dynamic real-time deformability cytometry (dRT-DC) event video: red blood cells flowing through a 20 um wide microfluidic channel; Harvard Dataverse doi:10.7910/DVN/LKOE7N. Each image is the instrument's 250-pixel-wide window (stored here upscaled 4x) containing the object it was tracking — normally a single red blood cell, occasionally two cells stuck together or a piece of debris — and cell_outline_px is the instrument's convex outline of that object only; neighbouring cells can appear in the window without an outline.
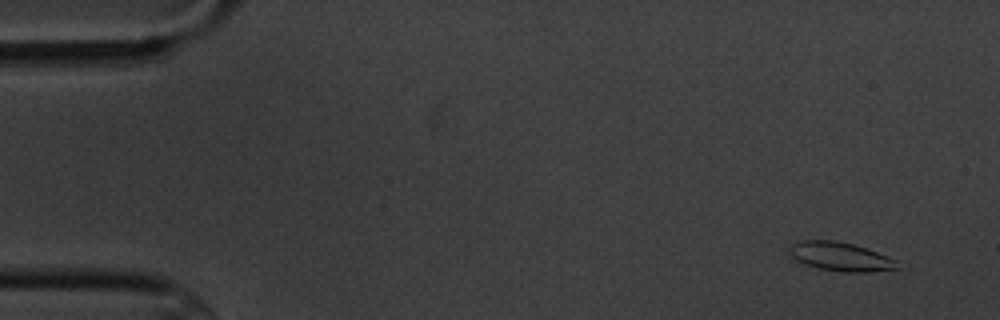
{"species": "common noctule bat (a hibernating species)", "species_latin": "Nyctalus noctula", "temperature_condition": "cold", "stored_images_in_passage": 4, "camera_frame_rate_fps": 3000, "um_per_image_px": 0.085, "animal": {"sex": "male", "body_mass_g": 20.1, "forearm_length_mm": 53.5}, "frame": {"image": 1, "passage_image": 1, "time_ms": 0.0, "image_size_px": [1000, 320], "cell_outline_px": [[900, 268], [868, 272], [844, 272], [816, 268], [804, 264], [796, 260], [792, 256], [792, 244], [796, 240], [836, 240], [852, 244], [876, 252], [896, 260]], "centroid_in_image_um": [71.43, 21.82], "position_along_channel_um": 13.6, "area_um2": 17.92}}
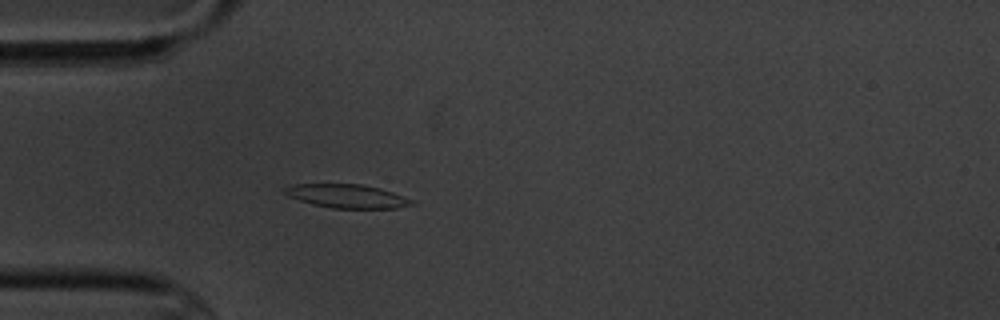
{"frame": {"image": 2, "passage_image": 4, "time_ms": 4.333, "image_size_px": [1000, 320], "cell_outline_px": [[416, 204], [396, 208], [332, 208], [312, 204], [288, 196], [284, 192], [284, 188], [292, 184], [360, 184], [380, 188], [416, 200]], "centroid_in_image_um": [29.54, 16.67], "position_along_channel_um": 55.5, "area_um2": 17.51}}